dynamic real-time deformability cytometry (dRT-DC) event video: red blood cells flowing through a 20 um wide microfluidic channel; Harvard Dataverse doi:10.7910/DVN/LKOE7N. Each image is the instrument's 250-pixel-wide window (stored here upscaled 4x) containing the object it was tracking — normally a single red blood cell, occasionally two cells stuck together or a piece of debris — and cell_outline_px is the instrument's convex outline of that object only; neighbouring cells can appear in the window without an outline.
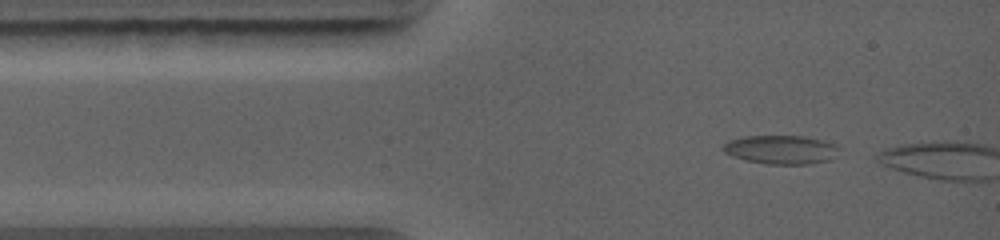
{"species": "common noctule bat (a hibernating species)", "species_latin": "Nyctalus noctula", "temperature_condition": "warm", "stored_images_in_passage": 3, "camera_frame_rate_fps": 5000, "um_per_image_px": 0.085, "animal": {"sex": "female", "body_mass_g": 19.0, "forearm_length_mm": 56.7}, "frame": {"image": 1, "passage_image": 1, "time_ms": 0.0, "image_size_px": [1000, 240], "cell_outline_px": [[840, 148], [832, 160], [808, 164], [768, 164], [744, 160], [732, 156], [724, 152], [720, 148], [728, 140], [744, 136], [804, 136], [824, 140], [836, 144]], "centroid_in_image_um": [66.39, 12.72], "position_along_channel_um": 18.6, "area_um2": 19.71}}